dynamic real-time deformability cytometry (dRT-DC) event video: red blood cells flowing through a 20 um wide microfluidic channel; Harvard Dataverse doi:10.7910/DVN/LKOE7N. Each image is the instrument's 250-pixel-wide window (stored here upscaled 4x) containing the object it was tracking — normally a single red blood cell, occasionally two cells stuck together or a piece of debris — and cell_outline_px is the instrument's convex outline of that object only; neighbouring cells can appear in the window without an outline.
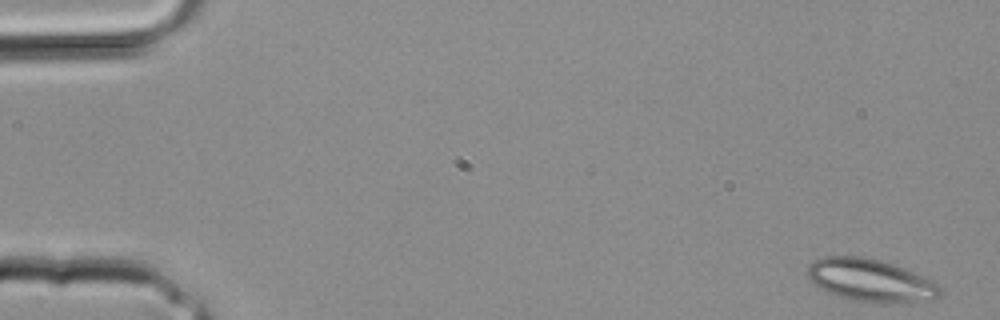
{"species": "common noctule bat (a hibernating species)", "species_latin": "Nyctalus noctula", "temperature_condition": "room temperature", "stored_images_in_passage": 14, "camera_frame_rate_fps": 3000, "um_per_image_px": 0.085, "animal": {"sex": "male", "body_mass_g": 20.4}, "frame": {"image": 1, "passage_image": 1, "time_ms": 0.0, "image_size_px": [1000, 320], "cell_outline_px": [[940, 292], [932, 300], [884, 304], [880, 304], [856, 300], [840, 296], [828, 292], [808, 280], [808, 268], [816, 260], [824, 256], [860, 256], [880, 260], [892, 264], [924, 276], [940, 284]], "centroid_in_image_um": [74.02, 23.84], "position_along_channel_um": 11.0, "area_um2": 32.71}}
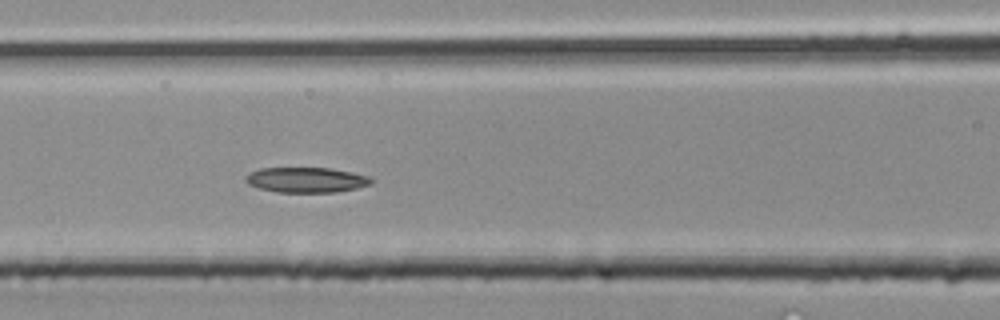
{"frame": {"image": 2, "passage_image": 14, "time_ms": 4.333, "image_size_px": [1000, 320], "cell_outline_px": [[372, 184], [356, 188], [336, 192], [276, 192], [260, 188], [248, 184], [244, 180], [244, 176], [248, 172], [260, 168], [332, 168], [352, 172], [368, 176], [372, 180]], "centroid_in_image_um": [26.0, 15.28], "position_along_channel_um": 140.6, "area_um2": 18.55}}